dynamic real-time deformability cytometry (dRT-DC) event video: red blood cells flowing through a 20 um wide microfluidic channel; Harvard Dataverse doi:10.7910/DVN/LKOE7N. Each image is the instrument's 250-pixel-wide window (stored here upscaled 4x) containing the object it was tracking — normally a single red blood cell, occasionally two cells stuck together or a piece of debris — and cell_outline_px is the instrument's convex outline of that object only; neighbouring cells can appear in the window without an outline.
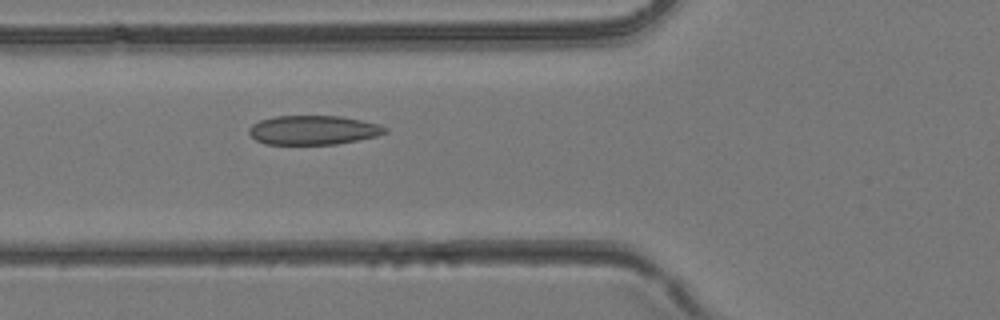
{"species": "common noctule bat (a hibernating species)", "species_latin": "Nyctalus noctula", "temperature_condition": "room temperature", "stored_images_in_passage": 43, "camera_frame_rate_fps": 3000, "um_per_image_px": 0.085, "animal": {"sex": "female", "body_mass_g": 24.6, "forearm_length_mm": 56.2}, "frame": {"image": 1, "passage_image": 16, "time_ms": 5.0, "image_size_px": [1000, 320], "cell_outline_px": [[388, 132], [376, 136], [336, 144], [264, 144], [256, 140], [248, 132], [248, 128], [252, 124], [260, 120], [276, 116], [340, 116], [380, 124], [388, 128]], "centroid_in_image_um": [26.62, 11.05], "position_along_channel_um": 99.2, "area_um2": 23.12}}
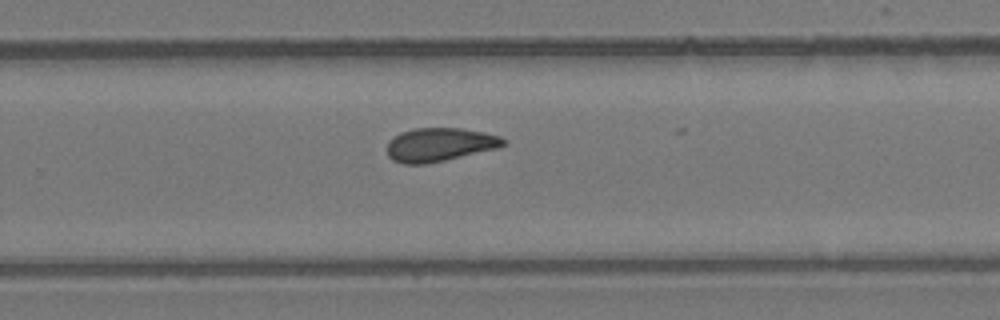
{"frame": {"image": 2, "passage_image": 28, "time_ms": 9.0, "image_size_px": [1000, 320], "cell_outline_px": [[504, 144], [500, 148], [444, 160], [424, 164], [400, 164], [392, 160], [388, 156], [388, 140], [400, 132], [416, 128], [460, 128], [484, 132], [500, 136], [504, 140]], "centroid_in_image_um": [37.34, 12.29], "position_along_channel_um": 292.5, "area_um2": 22.77}}
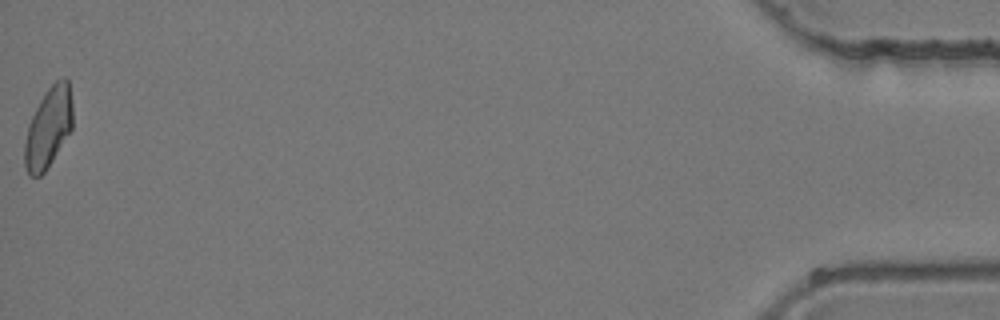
{"frame": {"image": 3, "passage_image": 43, "time_ms": 14.0, "image_size_px": [1000, 320], "cell_outline_px": [[72, 128], [52, 160], [44, 172], [40, 176], [28, 176], [24, 164], [24, 144], [28, 124], [44, 92], [56, 80], [64, 76], [68, 80], [72, 104]], "centroid_in_image_um": [4.1, 10.84], "position_along_channel_um": 431.1, "area_um2": 22.37}}